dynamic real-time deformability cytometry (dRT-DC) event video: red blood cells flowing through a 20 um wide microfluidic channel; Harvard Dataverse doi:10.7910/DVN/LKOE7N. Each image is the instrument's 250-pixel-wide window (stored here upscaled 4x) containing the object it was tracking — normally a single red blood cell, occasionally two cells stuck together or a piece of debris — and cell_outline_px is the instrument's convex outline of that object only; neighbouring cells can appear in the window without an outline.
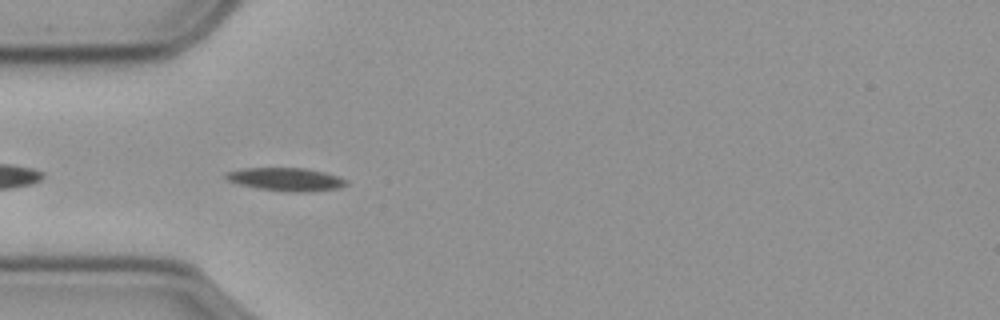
{"species": "common noctule bat (a hibernating species)", "species_latin": "Nyctalus noctula", "temperature_condition": "cold", "stored_images_in_passage": 43, "camera_frame_rate_fps": 3000, "um_per_image_px": 0.085, "animal": {"sex": "male", "body_mass_g": 23.1, "forearm_length_mm": 52.7}, "frame": {"image": 1, "passage_image": 3, "time_ms": 0.667, "image_size_px": [1000, 320], "cell_outline_px": [[348, 184], [340, 188], [308, 192], [296, 192], [260, 188], [240, 184], [228, 180], [224, 176], [224, 172], [244, 168], [304, 168], [324, 172], [348, 180]], "centroid_in_image_um": [24.33, 15.23], "position_along_channel_um": 60.7, "area_um2": 16.07}}
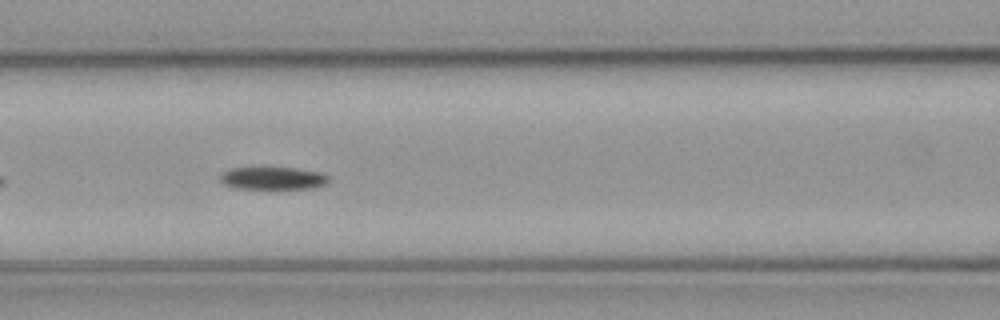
{"frame": {"image": 2, "passage_image": 10, "time_ms": 3.0, "image_size_px": [1000, 320], "cell_outline_px": [[332, 176], [324, 184], [312, 188], [236, 188], [224, 184], [220, 180], [220, 176], [228, 168], [296, 168], [320, 172]], "centroid_in_image_um": [23.21, 15.14], "position_along_channel_um": 143.4, "area_um2": 14.1}}
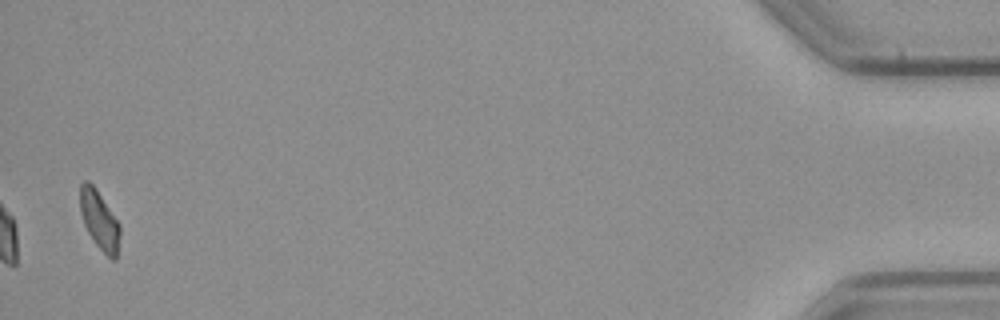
{"frame": {"image": 3, "passage_image": 42, "time_ms": 13.667, "image_size_px": [1000, 320], "cell_outline_px": [[120, 236], [116, 260], [112, 260], [96, 244], [88, 232], [84, 224], [80, 212], [80, 184], [84, 180], [88, 180], [96, 188], [120, 224]], "centroid_in_image_um": [8.45, 18.69], "position_along_channel_um": 426.7, "area_um2": 13.64}}